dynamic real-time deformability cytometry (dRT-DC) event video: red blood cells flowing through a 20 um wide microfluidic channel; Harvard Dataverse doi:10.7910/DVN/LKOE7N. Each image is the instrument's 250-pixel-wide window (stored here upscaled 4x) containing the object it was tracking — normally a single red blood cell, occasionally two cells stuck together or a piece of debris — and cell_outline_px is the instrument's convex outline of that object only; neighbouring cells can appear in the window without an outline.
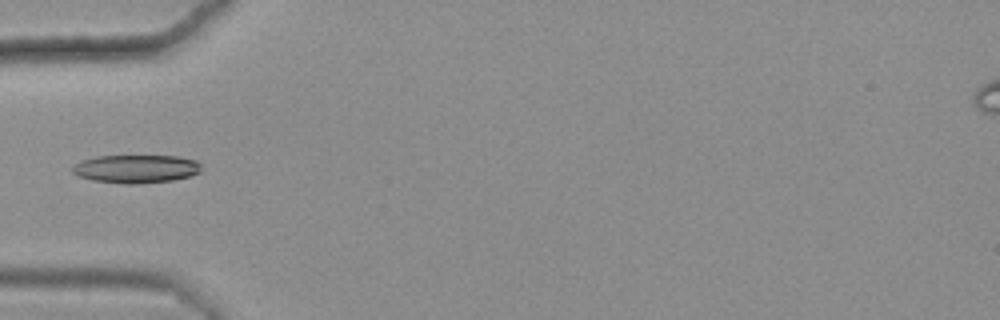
{"species": "common noctule bat (a hibernating species)", "species_latin": "Nyctalus noctula", "temperature_condition": "warm", "stored_images_in_passage": 29, "camera_frame_rate_fps": 3000, "um_per_image_px": 0.085, "animal": {"sex": "female", "body_mass_g": 25.1}, "frame": {"image": 1, "passage_image": 1, "time_ms": 0.0, "image_size_px": [1000, 320], "cell_outline_px": [[200, 172], [188, 176], [172, 180], [136, 184], [124, 184], [92, 180], [80, 176], [72, 172], [72, 164], [80, 160], [96, 156], [176, 156], [196, 160], [200, 164]], "centroid_in_image_um": [11.52, 14.34], "position_along_channel_um": 73.5, "area_um2": 21.21}}